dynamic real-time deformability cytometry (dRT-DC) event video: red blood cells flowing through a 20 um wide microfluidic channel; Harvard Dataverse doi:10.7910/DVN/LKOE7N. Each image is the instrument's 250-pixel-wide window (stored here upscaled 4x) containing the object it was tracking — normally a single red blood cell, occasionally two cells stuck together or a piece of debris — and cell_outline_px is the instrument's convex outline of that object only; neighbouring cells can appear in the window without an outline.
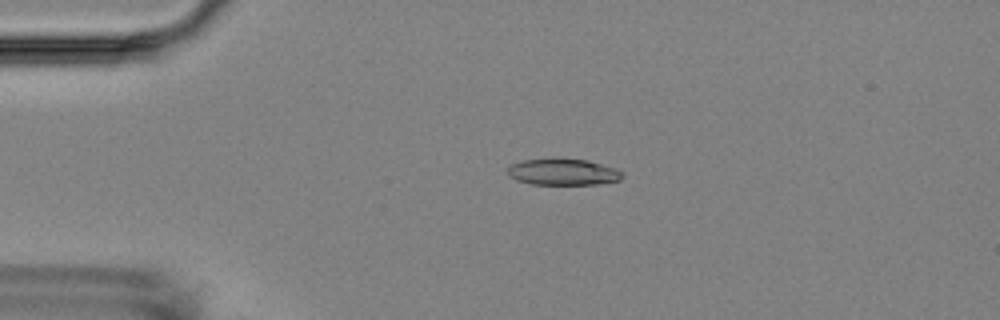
{"species": "Egyptian fruit bat (a non-hibernating species)", "species_latin": "Rousettus aegyptiacus", "temperature_condition": "room temperature", "stored_images_in_passage": 3, "camera_frame_rate_fps": 3000, "um_per_image_px": 0.085, "animal": {"sex": "female"}, "frame": {"image": 1, "passage_image": 2, "time_ms": 1.333, "image_size_px": [1000, 320], "cell_outline_px": [[624, 176], [620, 180], [600, 184], [532, 184], [516, 180], [508, 176], [508, 164], [520, 160], [552, 156], [560, 156], [588, 160], [616, 168], [624, 172]], "centroid_in_image_um": [47.83, 14.57], "position_along_channel_um": 37.2, "area_um2": 18.61}}